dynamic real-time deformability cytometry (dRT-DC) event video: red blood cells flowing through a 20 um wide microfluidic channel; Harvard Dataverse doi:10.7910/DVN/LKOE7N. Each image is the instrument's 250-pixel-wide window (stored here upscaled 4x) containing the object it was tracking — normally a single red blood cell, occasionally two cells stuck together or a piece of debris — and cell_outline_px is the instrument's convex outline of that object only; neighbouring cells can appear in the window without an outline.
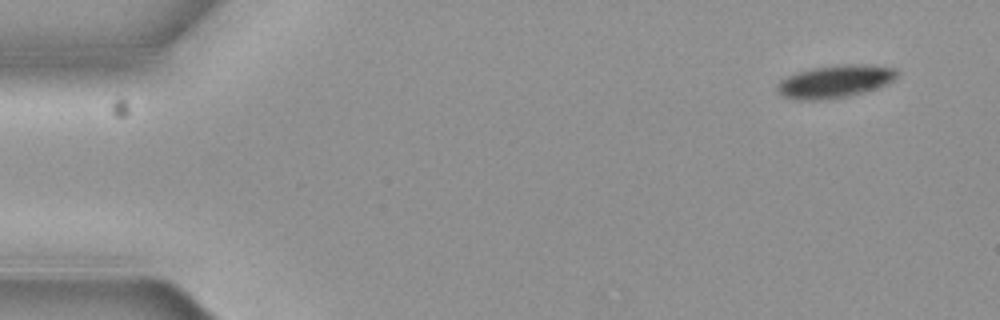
{"species": "common noctule bat (a hibernating species)", "species_latin": "Nyctalus noctula", "temperature_condition": "cold", "stored_images_in_passage": 8, "camera_frame_rate_fps": 3000, "um_per_image_px": 0.085, "animal": {"sex": "female", "body_mass_g": 19.3, "forearm_length_mm": 54.1}, "frame": {"image": 1, "passage_image": 1, "time_ms": 0.0, "image_size_px": [1000, 320], "cell_outline_px": [[900, 72], [896, 80], [888, 84], [864, 92], [848, 96], [828, 100], [796, 100], [780, 96], [776, 92], [776, 84], [780, 80], [796, 72], [812, 68], [836, 64], [868, 64], [896, 68]], "centroid_in_image_um": [70.98, 6.92], "position_along_channel_um": 14.0, "area_um2": 23.52}}
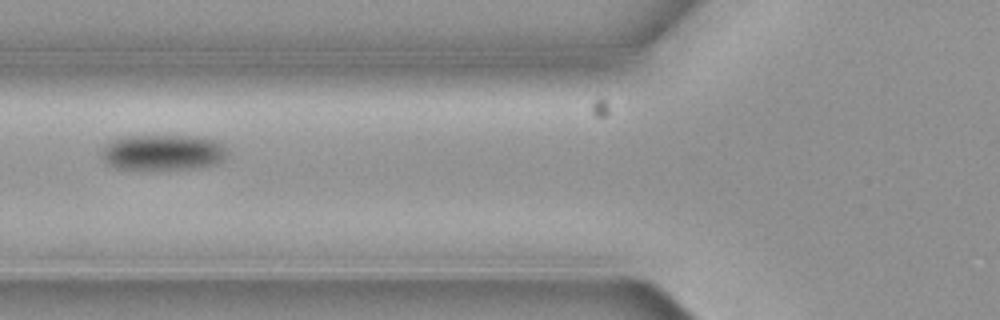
{"frame": {"image": 2, "passage_image": 6, "time_ms": 1.667, "image_size_px": [1000, 320], "cell_outline_px": [[228, 156], [224, 160], [216, 164], [200, 168], [116, 168], [108, 164], [100, 156], [104, 148], [112, 140], [124, 136], [204, 136], [216, 140], [224, 144]], "centroid_in_image_um": [13.93, 12.93], "position_along_channel_um": 111.9, "area_um2": 26.13}}
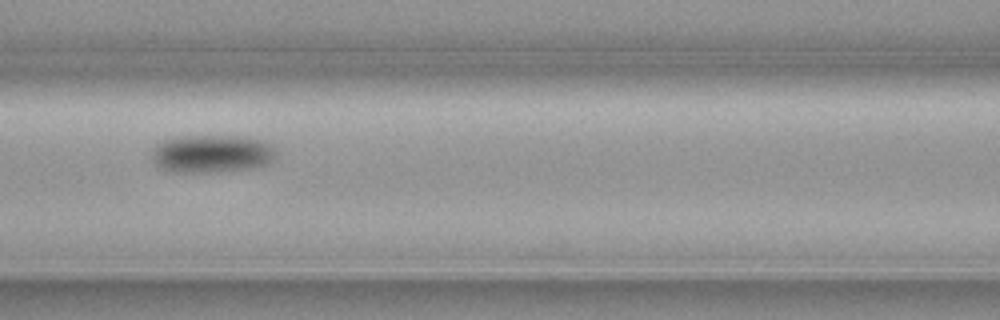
{"frame": {"image": 3, "passage_image": 7, "time_ms": 2.0, "image_size_px": [1000, 320], "cell_outline_px": [[276, 156], [272, 160], [264, 164], [248, 168], [208, 172], [172, 172], [160, 168], [152, 160], [152, 148], [156, 144], [164, 140], [180, 136], [244, 136], [264, 140], [272, 144], [276, 148]], "centroid_in_image_um": [17.99, 13.04], "position_along_channel_um": 148.6, "area_um2": 27.57}}